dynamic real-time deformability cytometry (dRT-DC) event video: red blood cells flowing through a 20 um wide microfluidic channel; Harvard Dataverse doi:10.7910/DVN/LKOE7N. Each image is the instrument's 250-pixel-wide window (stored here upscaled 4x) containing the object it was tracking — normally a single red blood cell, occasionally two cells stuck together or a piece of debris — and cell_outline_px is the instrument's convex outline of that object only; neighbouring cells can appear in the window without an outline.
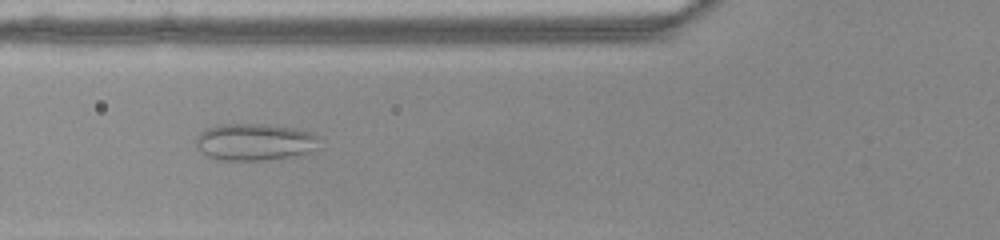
{"species": "common noctule bat (a hibernating species)", "species_latin": "Nyctalus noctula", "temperature_condition": "warm", "stored_images_in_passage": 38, "camera_frame_rate_fps": 3000, "um_per_image_px": 0.085, "animal": {"sex": "female", "body_mass_g": 22.0, "forearm_length_mm": 56.7}, "frame": {"image": 1, "passage_image": 10, "time_ms": 3.0, "image_size_px": [1000, 240], "cell_outline_px": [[316, 136], [312, 148], [304, 156], [264, 160], [216, 160], [208, 156], [196, 144], [196, 136], [204, 128], [220, 124], [260, 124], [292, 128], [308, 132]], "centroid_in_image_um": [21.57, 12.08], "position_along_channel_um": 104.2, "area_um2": 26.24}}
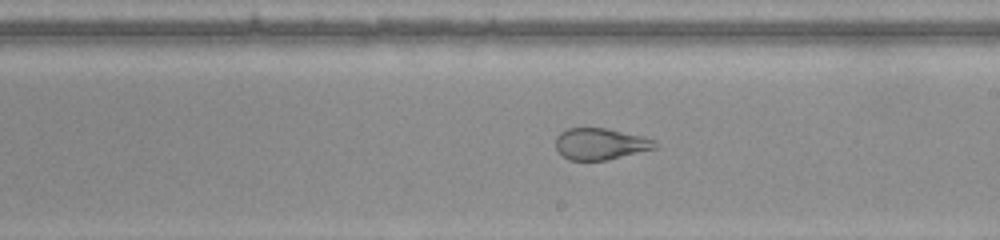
{"frame": {"image": 2, "passage_image": 20, "time_ms": 6.333, "image_size_px": [1000, 240], "cell_outline_px": [[660, 144], [656, 148], [604, 160], [568, 160], [556, 148], [556, 136], [560, 132], [568, 128], [604, 128], [644, 136]], "centroid_in_image_um": [51.03, 12.22], "position_along_channel_um": 238.0, "area_um2": 18.03}}
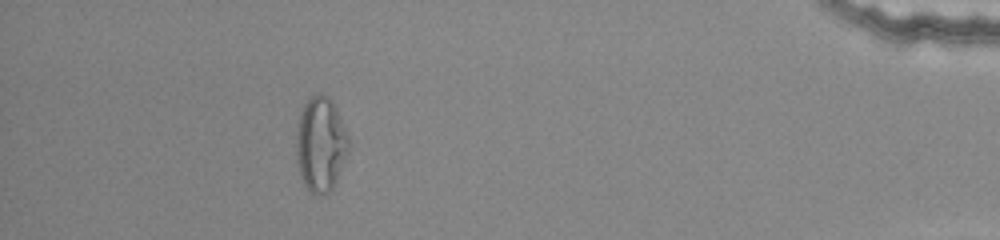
{"frame": {"image": 3, "passage_image": 37, "time_ms": 12.0, "image_size_px": [1000, 240], "cell_outline_px": [[348, 152], [336, 184], [324, 196], [320, 196], [312, 192], [304, 184], [300, 176], [296, 156], [296, 132], [300, 112], [304, 104], [312, 96], [320, 92], [328, 96], [332, 100], [348, 136]], "centroid_in_image_um": [27.25, 12.27], "position_along_channel_um": 408.0, "area_um2": 29.02}}